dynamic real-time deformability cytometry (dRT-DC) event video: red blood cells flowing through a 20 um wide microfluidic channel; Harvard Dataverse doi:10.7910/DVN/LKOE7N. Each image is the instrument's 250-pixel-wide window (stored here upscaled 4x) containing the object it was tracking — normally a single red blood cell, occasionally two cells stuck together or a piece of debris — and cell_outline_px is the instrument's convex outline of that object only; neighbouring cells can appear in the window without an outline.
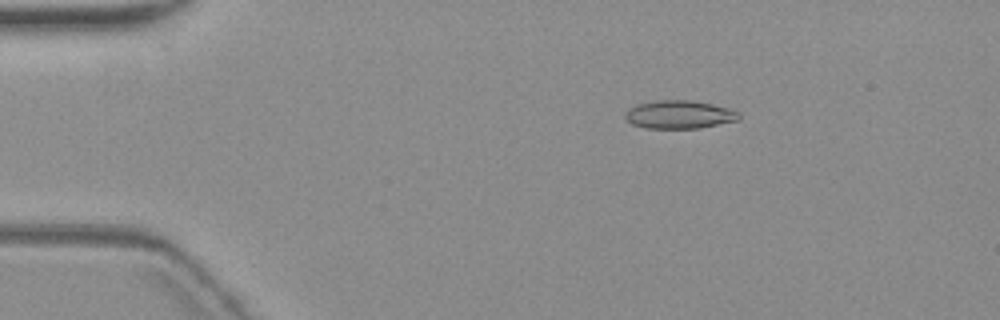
{"species": "common noctule bat (a hibernating species)", "species_latin": "Nyctalus noctula", "temperature_condition": "warm", "stored_images_in_passage": 4, "camera_frame_rate_fps": 3000, "um_per_image_px": 0.085, "animal": {"sex": "female", "body_mass_g": 19.3, "forearm_length_mm": 54.1}, "frame": {"image": 1, "passage_image": 1, "time_ms": 0.0, "image_size_px": [1000, 320], "cell_outline_px": [[740, 120], [700, 128], [644, 128], [632, 124], [624, 116], [624, 112], [636, 104], [656, 100], [692, 100], [712, 104], [728, 108], [740, 112]], "centroid_in_image_um": [57.75, 9.73], "position_along_channel_um": 27.3, "area_um2": 18.84}}